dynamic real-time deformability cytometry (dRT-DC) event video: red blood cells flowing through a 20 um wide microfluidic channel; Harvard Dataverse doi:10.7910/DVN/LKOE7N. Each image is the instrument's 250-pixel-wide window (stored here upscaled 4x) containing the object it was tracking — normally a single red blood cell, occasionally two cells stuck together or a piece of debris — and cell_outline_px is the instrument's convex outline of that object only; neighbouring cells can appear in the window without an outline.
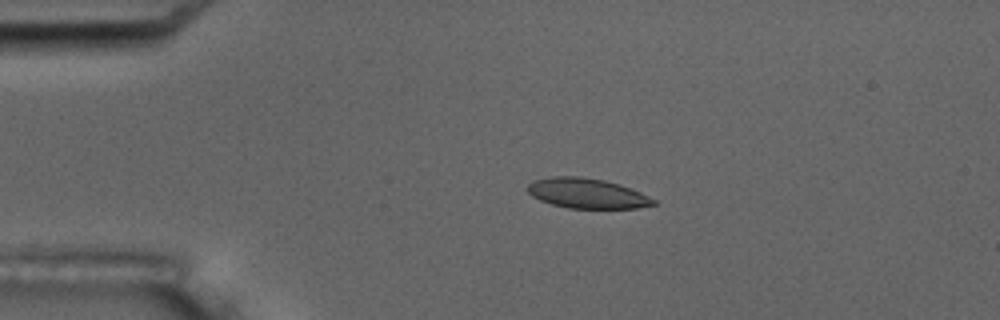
{"species": "common noctule bat (a hibernating species)", "species_latin": "Nyctalus noctula", "temperature_condition": "room temperature", "stored_images_in_passage": 7, "camera_frame_rate_fps": 3000, "um_per_image_px": 0.085, "animal": {"sex": "male", "body_mass_g": 17.5, "forearm_length_mm": 52.3}, "frame": {"image": 1, "passage_image": 2, "time_ms": 1.0, "image_size_px": [1000, 320], "cell_outline_px": [[656, 204], [636, 208], [568, 208], [552, 204], [540, 200], [532, 196], [528, 192], [528, 184], [532, 180], [552, 176], [580, 176], [604, 180], [620, 184], [632, 188], [656, 200]], "centroid_in_image_um": [49.89, 16.42], "position_along_channel_um": 35.1, "area_um2": 22.08}}
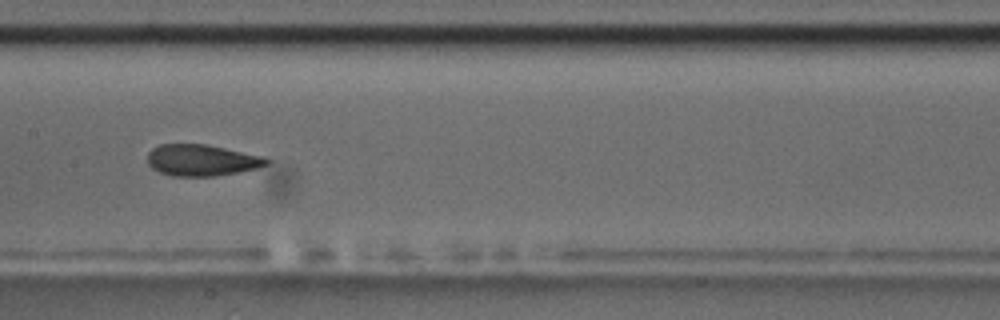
{"frame": {"image": 2, "passage_image": 6, "time_ms": 6.667, "image_size_px": [1000, 320], "cell_outline_px": [[268, 164], [256, 168], [236, 172], [212, 176], [172, 176], [160, 172], [152, 168], [148, 164], [148, 152], [152, 148], [160, 144], [204, 144], [264, 156], [268, 160]], "centroid_in_image_um": [17.1, 13.61], "position_along_channel_um": 190.3, "area_um2": 21.56}}
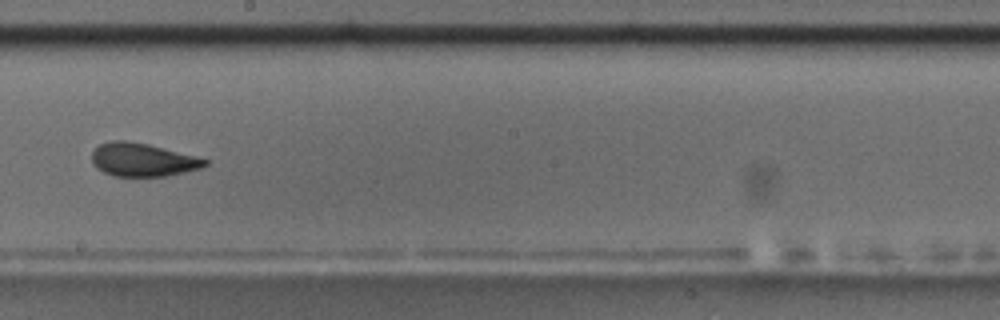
{"frame": {"image": 3, "passage_image": 7, "time_ms": 8.0, "image_size_px": [1000, 320], "cell_outline_px": [[208, 164], [204, 168], [168, 176], [112, 176], [96, 168], [92, 164], [92, 152], [100, 144], [112, 140], [128, 140], [148, 144], [196, 156], [208, 160]], "centroid_in_image_um": [12.14, 13.59], "position_along_channel_um": 236.1, "area_um2": 22.14}}